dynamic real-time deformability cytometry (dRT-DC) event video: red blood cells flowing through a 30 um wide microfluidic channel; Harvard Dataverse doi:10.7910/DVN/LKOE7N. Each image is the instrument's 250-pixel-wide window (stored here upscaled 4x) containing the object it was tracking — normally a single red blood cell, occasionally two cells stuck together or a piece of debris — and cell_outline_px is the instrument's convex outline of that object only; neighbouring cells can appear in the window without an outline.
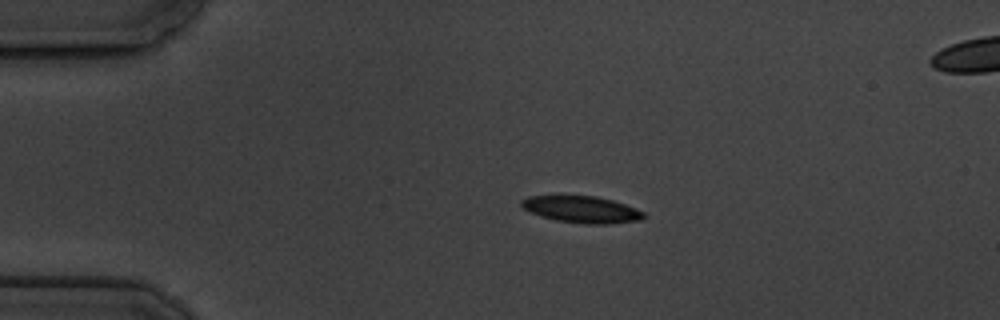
{"species": "common noctule bat (a hibernating species)", "species_latin": "Nyctalus noctula", "temperature_condition": "cold", "stored_images_in_passage": 8, "camera_frame_rate_fps": 3000, "um_per_image_px": 0.085, "animal": {"sex": "male", "body_mass_g": 19.5, "forearm_length_mm": 54.6}, "frame": {"image": 1, "passage_image": 3, "time_ms": 2.333, "image_size_px": [1000, 320], "cell_outline_px": [[648, 216], [640, 220], [608, 224], [584, 224], [556, 220], [540, 216], [524, 208], [520, 204], [520, 200], [528, 196], [596, 196], [612, 200], [636, 208], [644, 212]], "centroid_in_image_um": [49.47, 17.81], "position_along_channel_um": 35.5, "area_um2": 19.02}}
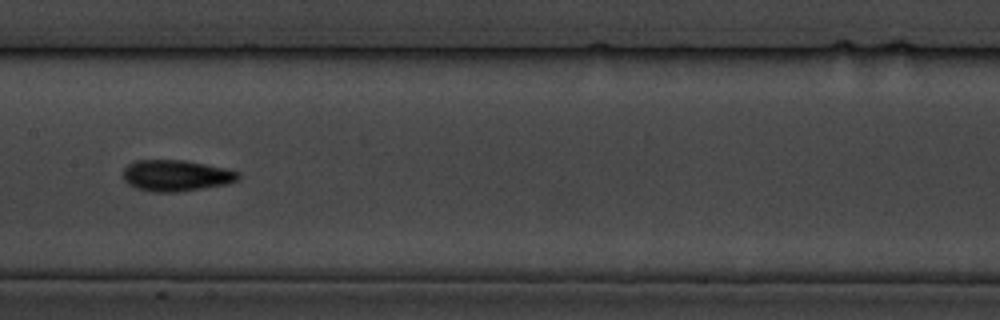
{"frame": {"image": 2, "passage_image": 8, "time_ms": 8.0, "image_size_px": [1000, 320], "cell_outline_px": [[240, 176], [236, 180], [228, 184], [180, 192], [152, 192], [136, 188], [128, 184], [124, 180], [124, 168], [128, 164], [136, 160], [184, 160], [228, 168], [240, 172]], "centroid_in_image_um": [14.99, 14.92], "position_along_channel_um": 192.4, "area_um2": 21.15}}